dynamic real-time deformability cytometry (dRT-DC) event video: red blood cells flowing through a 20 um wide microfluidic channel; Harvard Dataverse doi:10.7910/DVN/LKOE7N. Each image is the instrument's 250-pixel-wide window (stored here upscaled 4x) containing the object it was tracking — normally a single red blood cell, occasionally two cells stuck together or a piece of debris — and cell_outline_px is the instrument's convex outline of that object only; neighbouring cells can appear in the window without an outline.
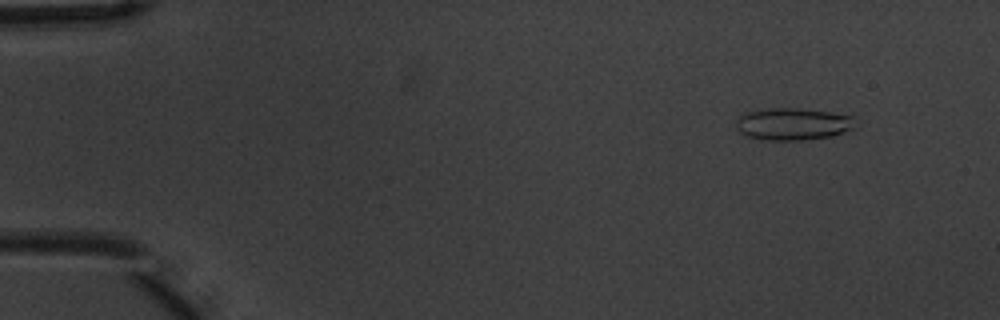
{"species": "common noctule bat (a hibernating species)", "species_latin": "Nyctalus noctula", "temperature_condition": "warm", "stored_images_in_passage": 6, "camera_frame_rate_fps": 3000, "um_per_image_px": 0.085, "animal": {"sex": "male", "body_mass_g": 20.1, "forearm_length_mm": 53.5}, "frame": {"image": 1, "passage_image": 2, "time_ms": 0.333, "image_size_px": [1000, 320], "cell_outline_px": [[852, 128], [844, 132], [832, 136], [804, 140], [764, 140], [744, 136], [736, 128], [736, 120], [740, 116], [748, 112], [768, 108], [800, 108], [828, 112], [852, 116]], "centroid_in_image_um": [67.33, 10.55], "position_along_channel_um": 17.7, "area_um2": 22.2}}